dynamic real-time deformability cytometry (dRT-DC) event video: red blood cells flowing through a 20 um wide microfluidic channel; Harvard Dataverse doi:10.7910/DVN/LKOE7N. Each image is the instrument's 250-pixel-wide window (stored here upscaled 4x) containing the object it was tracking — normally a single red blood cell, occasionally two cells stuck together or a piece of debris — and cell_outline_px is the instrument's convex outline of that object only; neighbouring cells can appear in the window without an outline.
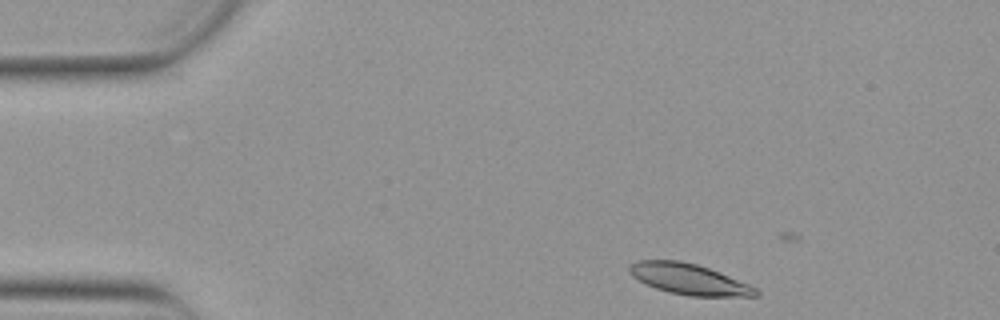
{"species": "Egyptian fruit bat (a non-hibernating species)", "species_latin": "Rousettus aegyptiacus", "temperature_condition": "warm", "stored_images_in_passage": 9, "camera_frame_rate_fps": 3000, "um_per_image_px": 0.085, "animal": {"sex": "female"}, "frame": {"image": 1, "passage_image": 2, "time_ms": 0.333, "image_size_px": [1000, 320], "cell_outline_px": [[760, 296], [688, 296], [668, 292], [656, 288], [632, 276], [628, 272], [628, 268], [636, 260], [680, 260], [696, 264], [708, 268], [748, 284], [756, 288], [760, 292]], "centroid_in_image_um": [58.55, 23.73], "position_along_channel_um": 26.4, "area_um2": 22.48}}